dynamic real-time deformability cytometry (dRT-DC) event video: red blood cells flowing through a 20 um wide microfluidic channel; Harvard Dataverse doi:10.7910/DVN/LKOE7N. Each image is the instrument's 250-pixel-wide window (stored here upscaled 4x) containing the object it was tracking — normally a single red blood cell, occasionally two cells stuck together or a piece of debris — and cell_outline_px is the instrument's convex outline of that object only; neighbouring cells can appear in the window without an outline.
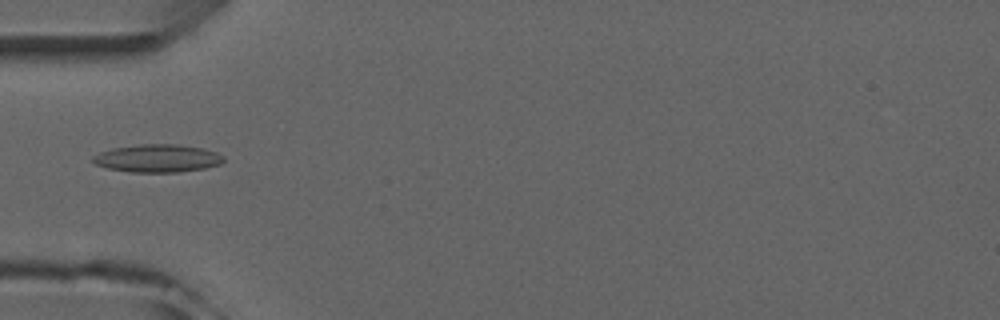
{"species": "common noctule bat (a hibernating species)", "species_latin": "Nyctalus noctula", "temperature_condition": "room temperature", "stored_images_in_passage": 5, "camera_frame_rate_fps": 3000, "um_per_image_px": 0.085, "animal": {"sex": "male", "forearm_length_mm": 52.5}, "frame": {"image": 1, "passage_image": 4, "time_ms": 3.667, "image_size_px": [1000, 320], "cell_outline_px": [[224, 160], [220, 164], [204, 168], [176, 172], [132, 172], [108, 168], [96, 164], [92, 160], [92, 156], [100, 152], [112, 148], [140, 144], [176, 144], [204, 148], [216, 152], [224, 156]], "centroid_in_image_um": [13.39, 13.45], "position_along_channel_um": 71.6, "area_um2": 21.15}}
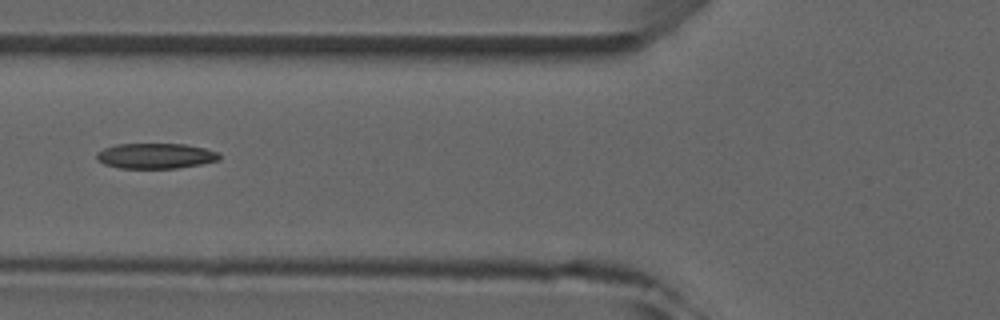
{"frame": {"image": 2, "passage_image": 5, "time_ms": 4.667, "image_size_px": [1000, 320], "cell_outline_px": [[220, 160], [200, 164], [176, 168], [120, 168], [104, 164], [96, 160], [96, 152], [104, 148], [116, 144], [184, 144], [204, 148], [220, 152]], "centroid_in_image_um": [13.21, 13.25], "position_along_channel_um": 112.6, "area_um2": 18.21}}